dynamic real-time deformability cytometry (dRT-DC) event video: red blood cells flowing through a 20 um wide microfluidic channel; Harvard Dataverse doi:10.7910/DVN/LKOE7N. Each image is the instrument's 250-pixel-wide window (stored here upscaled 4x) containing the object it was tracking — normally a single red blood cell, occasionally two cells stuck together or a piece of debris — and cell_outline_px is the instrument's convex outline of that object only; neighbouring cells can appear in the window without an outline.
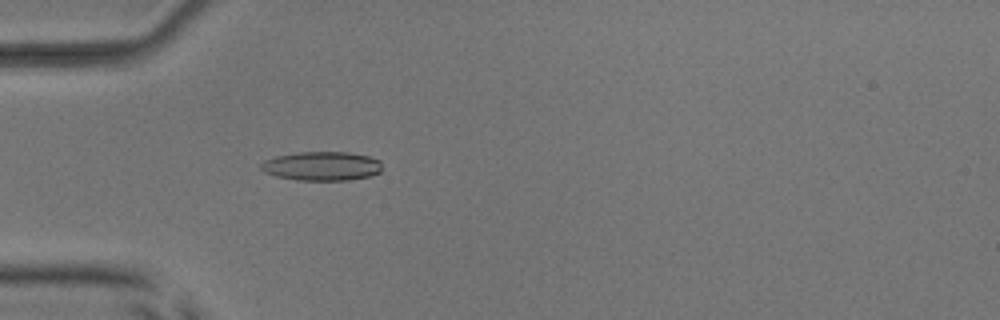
{"species": "common noctule bat (a hibernating species)", "species_latin": "Nyctalus noctula", "temperature_condition": "room temperature", "stored_images_in_passage": 4, "camera_frame_rate_fps": 3000, "um_per_image_px": 0.085, "animal": {"sex": "male", "body_mass_g": 17.9, "forearm_length_mm": 54.2}, "frame": {"image": 1, "passage_image": 4, "time_ms": 3.333, "image_size_px": [1000, 320], "cell_outline_px": [[384, 168], [380, 172], [372, 176], [348, 180], [296, 180], [276, 176], [264, 172], [260, 168], [260, 164], [264, 160], [276, 156], [296, 152], [348, 152], [368, 156], [380, 160]], "centroid_in_image_um": [27.38, 14.12], "position_along_channel_um": 57.6, "area_um2": 20.75}}